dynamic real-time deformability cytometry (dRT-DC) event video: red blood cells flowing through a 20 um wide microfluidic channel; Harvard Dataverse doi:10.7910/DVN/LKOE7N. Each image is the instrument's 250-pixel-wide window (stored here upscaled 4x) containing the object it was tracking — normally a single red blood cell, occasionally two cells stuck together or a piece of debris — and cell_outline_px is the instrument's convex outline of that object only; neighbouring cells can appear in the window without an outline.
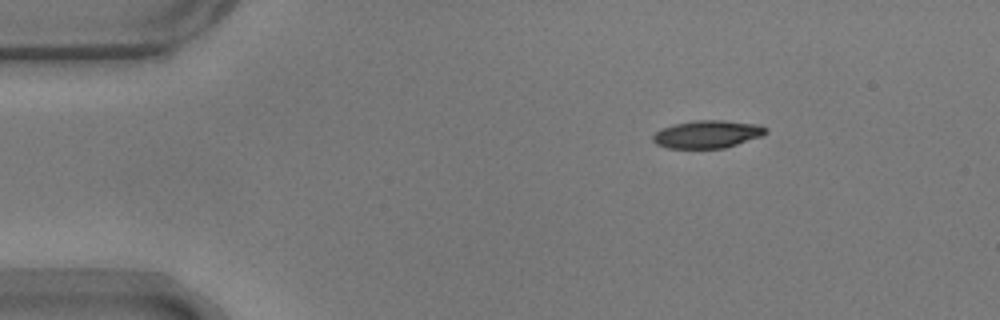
{"species": "common noctule bat (a hibernating species)", "species_latin": "Nyctalus noctula", "temperature_condition": "warm", "stored_images_in_passage": 25, "camera_frame_rate_fps": 3000, "um_per_image_px": 0.085, "animal": {"sex": "male", "body_mass_g": 17.9}, "frame": {"image": 1, "passage_image": 1, "time_ms": 0.0, "image_size_px": [1000, 320], "cell_outline_px": [[768, 132], [764, 136], [724, 148], [668, 148], [656, 144], [652, 140], [652, 136], [656, 132], [664, 128], [676, 124], [696, 120], [724, 120], [760, 124], [768, 128]], "centroid_in_image_um": [60.2, 11.41], "position_along_channel_um": 24.8, "area_um2": 18.32}}
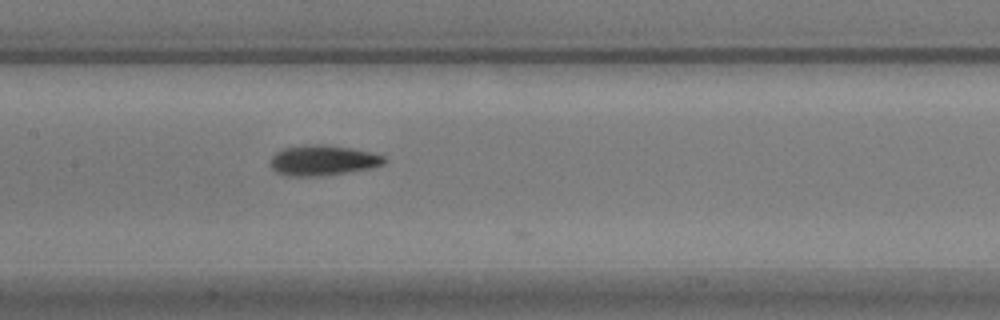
{"frame": {"image": 2, "passage_image": 19, "time_ms": 6.0, "image_size_px": [1000, 320], "cell_outline_px": [[388, 160], [384, 164], [372, 168], [320, 176], [288, 176], [276, 172], [272, 168], [272, 156], [276, 152], [284, 148], [304, 144], [324, 144], [352, 148], [372, 152], [384, 156]], "centroid_in_image_um": [27.48, 13.62], "position_along_channel_um": 179.9, "area_um2": 20.23}}
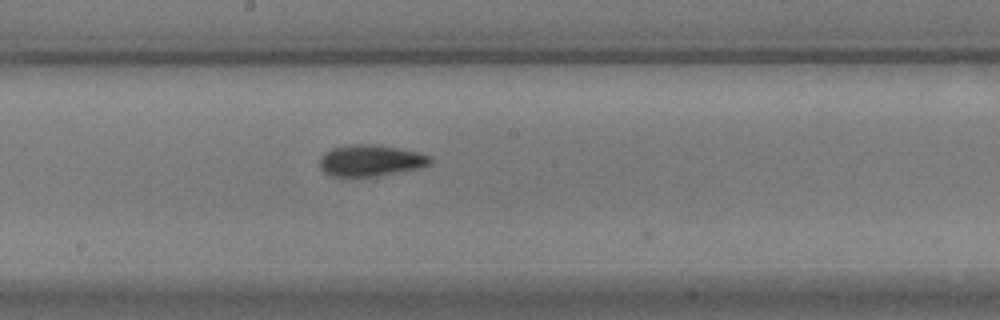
{"frame": {"image": 3, "passage_image": 22, "time_ms": 7.0, "image_size_px": [1000, 320], "cell_outline_px": [[432, 164], [420, 168], [376, 176], [332, 176], [324, 172], [320, 168], [320, 156], [324, 152], [332, 148], [348, 144], [376, 144], [416, 152], [432, 156]], "centroid_in_image_um": [31.49, 13.64], "position_along_channel_um": 216.7, "area_um2": 20.29}}